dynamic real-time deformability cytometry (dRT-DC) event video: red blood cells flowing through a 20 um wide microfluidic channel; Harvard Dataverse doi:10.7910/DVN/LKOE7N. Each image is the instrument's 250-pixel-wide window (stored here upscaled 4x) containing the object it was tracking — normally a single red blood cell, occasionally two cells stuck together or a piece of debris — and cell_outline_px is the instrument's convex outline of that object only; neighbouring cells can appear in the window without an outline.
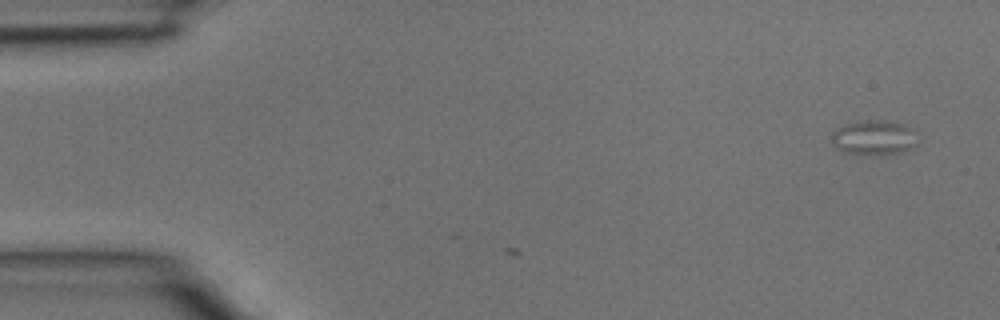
{"species": "common noctule bat (a hibernating species)", "species_latin": "Nyctalus noctula", "temperature_condition": "room temperature", "stored_images_in_passage": 3, "camera_frame_rate_fps": 3000, "um_per_image_px": 0.085, "animal": {"sex": "male", "body_mass_g": 15.6}, "frame": {"image": 1, "passage_image": 1, "time_ms": 0.0, "image_size_px": [1000, 320], "cell_outline_px": [[916, 144], [900, 152], [848, 152], [836, 148], [832, 140], [832, 132], [836, 128], [844, 124], [860, 120], [884, 120], [904, 124], [912, 128]], "centroid_in_image_um": [74.24, 11.62], "position_along_channel_um": 10.8, "area_um2": 16.59}}